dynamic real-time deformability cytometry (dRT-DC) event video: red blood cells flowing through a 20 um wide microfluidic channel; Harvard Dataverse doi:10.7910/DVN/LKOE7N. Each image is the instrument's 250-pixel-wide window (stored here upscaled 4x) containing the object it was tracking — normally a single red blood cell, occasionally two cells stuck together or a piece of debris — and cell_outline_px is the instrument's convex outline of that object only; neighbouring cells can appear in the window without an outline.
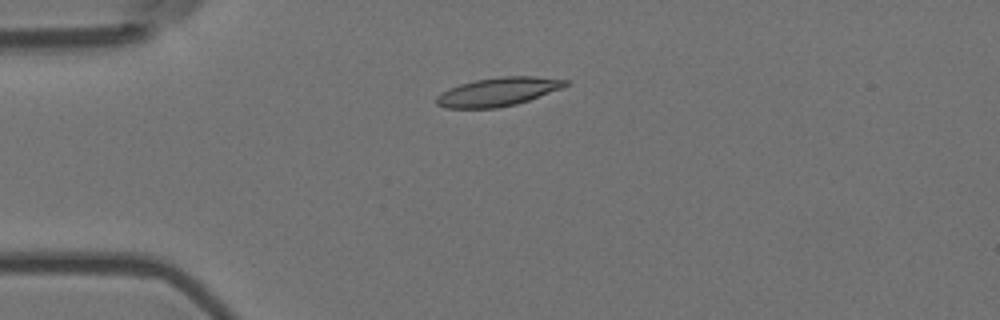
{"species": "Egyptian fruit bat (a non-hibernating species)", "species_latin": "Rousettus aegyptiacus", "temperature_condition": "room temperature", "stored_images_in_passage": 3, "camera_frame_rate_fps": 3000, "um_per_image_px": 0.085, "animal": {"sex": "female"}, "frame": {"image": 1, "passage_image": 1, "time_ms": 0.0, "image_size_px": [1000, 320], "cell_outline_px": [[568, 84], [560, 88], [528, 100], [516, 104], [496, 108], [448, 108], [436, 104], [436, 96], [440, 92], [448, 88], [460, 84], [476, 80], [500, 76], [536, 76], [568, 80]], "centroid_in_image_um": [42.28, 7.79], "position_along_channel_um": 42.7, "area_um2": 21.33}}
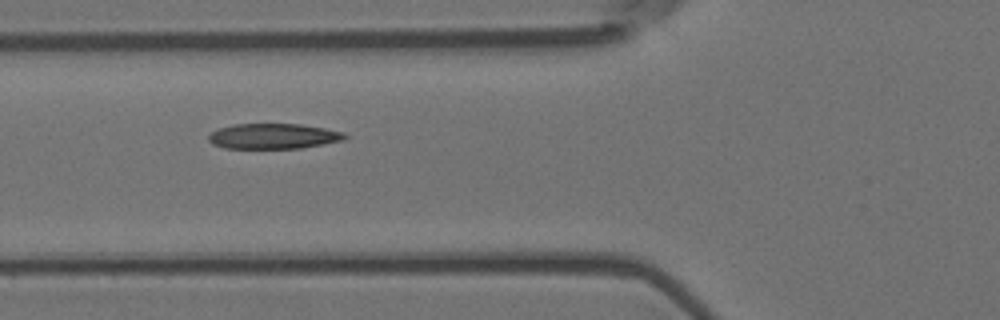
{"frame": {"image": 2, "passage_image": 3, "time_ms": 0.667, "image_size_px": [1000, 320], "cell_outline_px": [[348, 136], [344, 140], [324, 144], [300, 148], [224, 148], [212, 144], [208, 140], [208, 136], [212, 132], [220, 128], [232, 124], [300, 124], [324, 128], [344, 132]], "centroid_in_image_um": [23.24, 11.57], "position_along_channel_um": 102.6, "area_um2": 20.11}}